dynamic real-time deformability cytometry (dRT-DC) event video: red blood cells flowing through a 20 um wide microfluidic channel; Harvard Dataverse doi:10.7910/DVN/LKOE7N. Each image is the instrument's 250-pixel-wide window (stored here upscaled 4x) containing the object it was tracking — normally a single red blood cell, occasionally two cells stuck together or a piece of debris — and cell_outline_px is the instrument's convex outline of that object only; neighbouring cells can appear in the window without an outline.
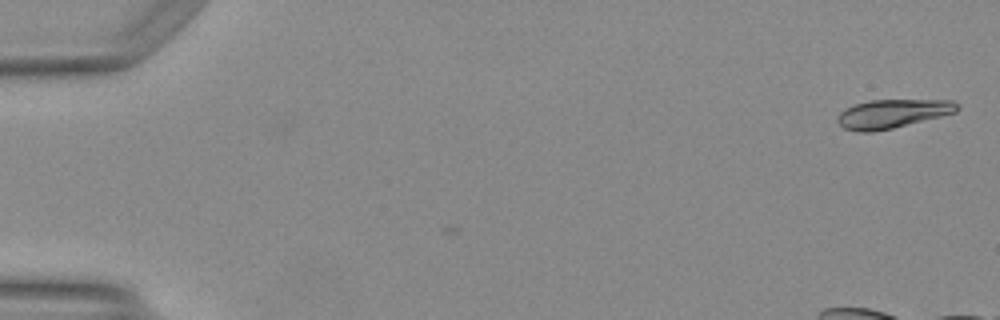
{"species": "Egyptian fruit bat (a non-hibernating species)", "species_latin": "Rousettus aegyptiacus", "temperature_condition": "warm", "stored_images_in_passage": 2, "camera_frame_rate_fps": 3000, "um_per_image_px": 0.085, "animal": {"sex": "female"}, "frame": {"image": 1, "passage_image": 2, "time_ms": 0.333, "image_size_px": [1000, 320], "cell_outline_px": [[960, 108], [956, 112], [892, 128], [872, 132], [856, 132], [844, 128], [836, 120], [836, 116], [844, 108], [852, 104], [872, 100], [952, 100], [960, 104]], "centroid_in_image_um": [75.82, 9.65], "position_along_channel_um": 9.2, "area_um2": 20.11}}